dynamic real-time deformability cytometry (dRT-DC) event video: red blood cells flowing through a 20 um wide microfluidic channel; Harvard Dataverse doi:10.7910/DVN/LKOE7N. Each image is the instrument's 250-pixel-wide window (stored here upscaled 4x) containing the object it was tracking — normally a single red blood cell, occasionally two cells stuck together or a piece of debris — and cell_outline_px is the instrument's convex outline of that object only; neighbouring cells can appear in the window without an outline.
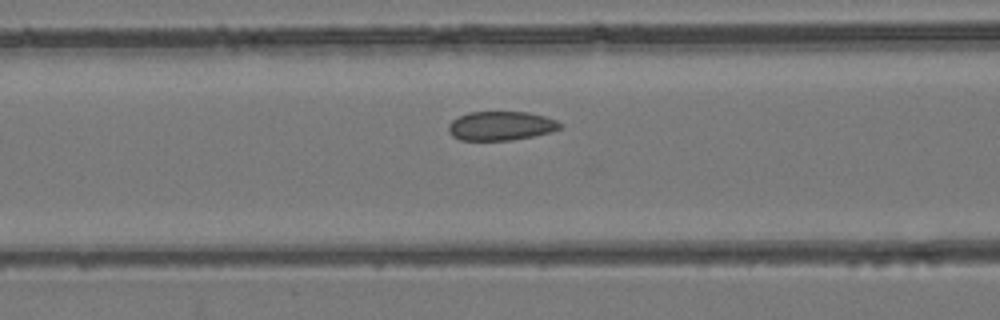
{"species": "common noctule bat (a hibernating species)", "species_latin": "Nyctalus noctula", "temperature_condition": "room temperature", "stored_images_in_passage": 13, "camera_frame_rate_fps": 3000, "um_per_image_px": 0.085, "animal": {"sex": "female", "body_mass_g": 24.6, "forearm_length_mm": 56.2}, "frame": {"image": 1, "passage_image": 11, "time_ms": 3.333, "image_size_px": [1000, 320], "cell_outline_px": [[564, 124], [560, 128], [552, 132], [512, 140], [460, 140], [452, 136], [448, 132], [448, 124], [452, 120], [468, 112], [528, 112], [544, 116], [556, 120]], "centroid_in_image_um": [42.57, 10.7], "position_along_channel_um": 124.0, "area_um2": 18.96}}